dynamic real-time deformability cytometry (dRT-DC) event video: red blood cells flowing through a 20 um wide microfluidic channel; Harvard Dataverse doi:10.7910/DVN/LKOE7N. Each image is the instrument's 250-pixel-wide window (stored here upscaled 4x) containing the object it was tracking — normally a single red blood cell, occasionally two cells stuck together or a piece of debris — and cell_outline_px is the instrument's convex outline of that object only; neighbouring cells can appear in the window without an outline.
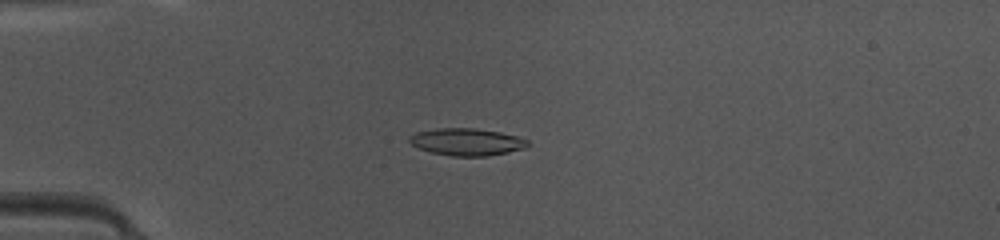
{"species": "common noctule bat (a hibernating species)", "species_latin": "Nyctalus noctula", "temperature_condition": "warm", "stored_images_in_passage": 46, "camera_frame_rate_fps": 3000, "um_per_image_px": 0.085, "animal": {"sex": "female", "body_mass_g": 10.0, "forearm_length_mm": 53.1}, "frame": {"image": 1, "passage_image": 11, "time_ms": 3.333, "image_size_px": [1000, 240], "cell_outline_px": [[528, 144], [524, 148], [508, 152], [488, 156], [452, 156], [432, 152], [420, 148], [412, 144], [408, 140], [408, 136], [416, 132], [436, 128], [476, 128], [500, 132], [516, 136], [528, 140]], "centroid_in_image_um": [39.66, 12.05], "position_along_channel_um": 45.3, "area_um2": 18.67}}
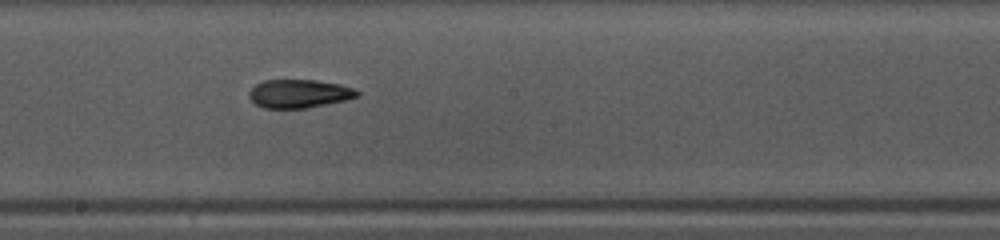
{"frame": {"image": 2, "passage_image": 25, "time_ms": 8.0, "image_size_px": [1000, 240], "cell_outline_px": [[360, 96], [348, 100], [304, 108], [264, 108], [256, 104], [248, 96], [248, 92], [256, 84], [264, 80], [316, 80], [340, 84], [356, 88], [360, 92]], "centroid_in_image_um": [25.47, 7.95], "position_along_channel_um": 222.7, "area_um2": 18.03}}
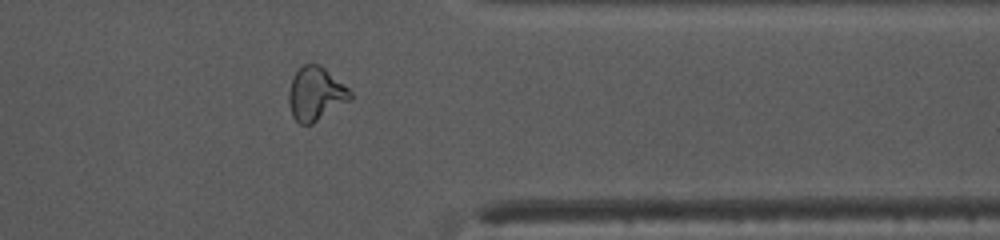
{"frame": {"image": 3, "passage_image": 37, "time_ms": 12.0, "image_size_px": [1000, 240], "cell_outline_px": [[352, 100], [312, 124], [300, 124], [292, 116], [288, 100], [288, 92], [292, 80], [296, 72], [304, 64], [320, 64], [348, 88], [352, 92]], "centroid_in_image_um": [26.85, 7.99], "position_along_channel_um": 384.6, "area_um2": 19.19}, "authors_computed_cell_mechanics": {"area_um2": 18.1781, "velocity_mm_per_s": 4.2014, "shape_relaxation_time_tau1_ms": 7.0915, "shape_relaxation_time_tau2_ms": 3.7636, "deformation_change_tau1": 0.215, "deformation_change_tau2": 0.0845}}